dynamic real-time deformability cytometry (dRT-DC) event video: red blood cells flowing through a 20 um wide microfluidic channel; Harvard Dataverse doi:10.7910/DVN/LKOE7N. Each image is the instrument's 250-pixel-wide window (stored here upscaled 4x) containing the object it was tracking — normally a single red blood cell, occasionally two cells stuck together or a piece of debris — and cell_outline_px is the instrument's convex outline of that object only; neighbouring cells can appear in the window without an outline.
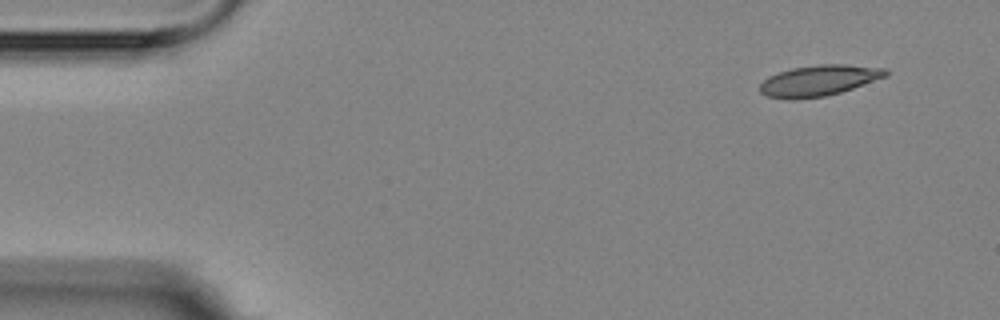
{"species": "Egyptian fruit bat (a non-hibernating species)", "species_latin": "Rousettus aegyptiacus", "temperature_condition": "room temperature", "stored_images_in_passage": 5, "camera_frame_rate_fps": 3000, "um_per_image_px": 0.085, "animal": {"sex": "female"}, "frame": {"image": 1, "passage_image": 1, "time_ms": 0.0, "image_size_px": [1000, 320], "cell_outline_px": [[888, 76], [840, 92], [824, 96], [796, 100], [788, 100], [768, 96], [760, 92], [760, 84], [768, 76], [792, 68], [820, 64], [848, 64], [888, 68]], "centroid_in_image_um": [69.62, 6.84], "position_along_channel_um": 15.4, "area_um2": 22.72}}
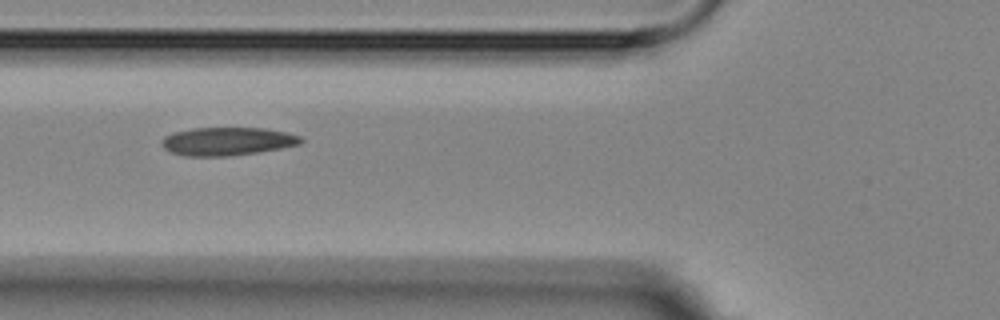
{"frame": {"image": 2, "passage_image": 5, "time_ms": 5.333, "image_size_px": [1000, 320], "cell_outline_px": [[304, 140], [300, 144], [280, 148], [256, 152], [228, 156], [184, 156], [172, 152], [164, 148], [160, 144], [164, 136], [172, 132], [192, 128], [264, 128], [288, 132], [300, 136]], "centroid_in_image_um": [19.3, 12.0], "position_along_channel_um": 106.5, "area_um2": 22.89}}